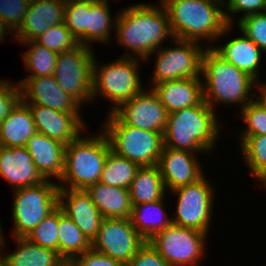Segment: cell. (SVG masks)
Returning a JSON list of instances; mask_svg holds the SVG:
<instances>
[{
    "instance_id": "cell-1",
    "label": "cell",
    "mask_w": 266,
    "mask_h": 266,
    "mask_svg": "<svg viewBox=\"0 0 266 266\" xmlns=\"http://www.w3.org/2000/svg\"><path fill=\"white\" fill-rule=\"evenodd\" d=\"M157 3L141 2L118 11L114 34L117 44L126 50L122 57L145 60L174 39L166 9L159 0Z\"/></svg>"
},
{
    "instance_id": "cell-2",
    "label": "cell",
    "mask_w": 266,
    "mask_h": 266,
    "mask_svg": "<svg viewBox=\"0 0 266 266\" xmlns=\"http://www.w3.org/2000/svg\"><path fill=\"white\" fill-rule=\"evenodd\" d=\"M165 7L175 39L211 42L231 34L222 0H159Z\"/></svg>"
},
{
    "instance_id": "cell-3",
    "label": "cell",
    "mask_w": 266,
    "mask_h": 266,
    "mask_svg": "<svg viewBox=\"0 0 266 266\" xmlns=\"http://www.w3.org/2000/svg\"><path fill=\"white\" fill-rule=\"evenodd\" d=\"M201 78L205 103L214 111L216 105L239 106V111L255 99L256 80L226 61L212 47L204 50Z\"/></svg>"
},
{
    "instance_id": "cell-4",
    "label": "cell",
    "mask_w": 266,
    "mask_h": 266,
    "mask_svg": "<svg viewBox=\"0 0 266 266\" xmlns=\"http://www.w3.org/2000/svg\"><path fill=\"white\" fill-rule=\"evenodd\" d=\"M216 115L204 100L199 105L168 114L164 147L211 155L223 131Z\"/></svg>"
},
{
    "instance_id": "cell-5",
    "label": "cell",
    "mask_w": 266,
    "mask_h": 266,
    "mask_svg": "<svg viewBox=\"0 0 266 266\" xmlns=\"http://www.w3.org/2000/svg\"><path fill=\"white\" fill-rule=\"evenodd\" d=\"M98 133L86 136L82 133L66 146L59 189L86 190L100 181L111 146L101 129Z\"/></svg>"
},
{
    "instance_id": "cell-6",
    "label": "cell",
    "mask_w": 266,
    "mask_h": 266,
    "mask_svg": "<svg viewBox=\"0 0 266 266\" xmlns=\"http://www.w3.org/2000/svg\"><path fill=\"white\" fill-rule=\"evenodd\" d=\"M96 59L93 62L92 102L100 97L111 103L108 113L145 89L140 77V64L144 60L119 56L103 65Z\"/></svg>"
},
{
    "instance_id": "cell-7",
    "label": "cell",
    "mask_w": 266,
    "mask_h": 266,
    "mask_svg": "<svg viewBox=\"0 0 266 266\" xmlns=\"http://www.w3.org/2000/svg\"><path fill=\"white\" fill-rule=\"evenodd\" d=\"M106 115L101 130L106 134L112 151L140 167L157 165L164 147V133L128 126L113 112Z\"/></svg>"
},
{
    "instance_id": "cell-8",
    "label": "cell",
    "mask_w": 266,
    "mask_h": 266,
    "mask_svg": "<svg viewBox=\"0 0 266 266\" xmlns=\"http://www.w3.org/2000/svg\"><path fill=\"white\" fill-rule=\"evenodd\" d=\"M12 191V237H26L59 207V185L54 180Z\"/></svg>"
},
{
    "instance_id": "cell-9",
    "label": "cell",
    "mask_w": 266,
    "mask_h": 266,
    "mask_svg": "<svg viewBox=\"0 0 266 266\" xmlns=\"http://www.w3.org/2000/svg\"><path fill=\"white\" fill-rule=\"evenodd\" d=\"M170 43L174 46L163 45L144 60L149 62L153 55L156 57L149 82L151 87L148 88L152 89L164 81L201 78L202 57L207 47L195 41L175 38Z\"/></svg>"
},
{
    "instance_id": "cell-10",
    "label": "cell",
    "mask_w": 266,
    "mask_h": 266,
    "mask_svg": "<svg viewBox=\"0 0 266 266\" xmlns=\"http://www.w3.org/2000/svg\"><path fill=\"white\" fill-rule=\"evenodd\" d=\"M206 175L196 183L178 187L169 193L176 195L172 224L210 234L216 189ZM211 226V227H210Z\"/></svg>"
},
{
    "instance_id": "cell-11",
    "label": "cell",
    "mask_w": 266,
    "mask_h": 266,
    "mask_svg": "<svg viewBox=\"0 0 266 266\" xmlns=\"http://www.w3.org/2000/svg\"><path fill=\"white\" fill-rule=\"evenodd\" d=\"M96 54L79 44L57 55L54 77L59 87L81 107L92 104L93 62Z\"/></svg>"
},
{
    "instance_id": "cell-12",
    "label": "cell",
    "mask_w": 266,
    "mask_h": 266,
    "mask_svg": "<svg viewBox=\"0 0 266 266\" xmlns=\"http://www.w3.org/2000/svg\"><path fill=\"white\" fill-rule=\"evenodd\" d=\"M208 239L204 232L171 224L148 242L171 266H199Z\"/></svg>"
},
{
    "instance_id": "cell-13",
    "label": "cell",
    "mask_w": 266,
    "mask_h": 266,
    "mask_svg": "<svg viewBox=\"0 0 266 266\" xmlns=\"http://www.w3.org/2000/svg\"><path fill=\"white\" fill-rule=\"evenodd\" d=\"M145 242L130 218H104L91 248L126 266Z\"/></svg>"
},
{
    "instance_id": "cell-14",
    "label": "cell",
    "mask_w": 266,
    "mask_h": 266,
    "mask_svg": "<svg viewBox=\"0 0 266 266\" xmlns=\"http://www.w3.org/2000/svg\"><path fill=\"white\" fill-rule=\"evenodd\" d=\"M113 113L126 125L164 133L168 112L151 88L121 104Z\"/></svg>"
},
{
    "instance_id": "cell-15",
    "label": "cell",
    "mask_w": 266,
    "mask_h": 266,
    "mask_svg": "<svg viewBox=\"0 0 266 266\" xmlns=\"http://www.w3.org/2000/svg\"><path fill=\"white\" fill-rule=\"evenodd\" d=\"M200 154L163 147L157 166L168 193L178 187L196 183L205 175Z\"/></svg>"
},
{
    "instance_id": "cell-16",
    "label": "cell",
    "mask_w": 266,
    "mask_h": 266,
    "mask_svg": "<svg viewBox=\"0 0 266 266\" xmlns=\"http://www.w3.org/2000/svg\"><path fill=\"white\" fill-rule=\"evenodd\" d=\"M37 133L68 145L88 130L82 113L54 110L42 105H28Z\"/></svg>"
},
{
    "instance_id": "cell-17",
    "label": "cell",
    "mask_w": 266,
    "mask_h": 266,
    "mask_svg": "<svg viewBox=\"0 0 266 266\" xmlns=\"http://www.w3.org/2000/svg\"><path fill=\"white\" fill-rule=\"evenodd\" d=\"M22 101L27 105H42L61 112L81 113L82 107L58 85L54 76L26 77L17 81Z\"/></svg>"
},
{
    "instance_id": "cell-18",
    "label": "cell",
    "mask_w": 266,
    "mask_h": 266,
    "mask_svg": "<svg viewBox=\"0 0 266 266\" xmlns=\"http://www.w3.org/2000/svg\"><path fill=\"white\" fill-rule=\"evenodd\" d=\"M66 0H30L23 23L13 36L20 41H32L53 25L65 22Z\"/></svg>"
},
{
    "instance_id": "cell-19",
    "label": "cell",
    "mask_w": 266,
    "mask_h": 266,
    "mask_svg": "<svg viewBox=\"0 0 266 266\" xmlns=\"http://www.w3.org/2000/svg\"><path fill=\"white\" fill-rule=\"evenodd\" d=\"M59 207L92 243L104 217L86 190L59 189Z\"/></svg>"
},
{
    "instance_id": "cell-20",
    "label": "cell",
    "mask_w": 266,
    "mask_h": 266,
    "mask_svg": "<svg viewBox=\"0 0 266 266\" xmlns=\"http://www.w3.org/2000/svg\"><path fill=\"white\" fill-rule=\"evenodd\" d=\"M0 176L12 186V190L38 185L46 180L36 169L25 146H0Z\"/></svg>"
},
{
    "instance_id": "cell-21",
    "label": "cell",
    "mask_w": 266,
    "mask_h": 266,
    "mask_svg": "<svg viewBox=\"0 0 266 266\" xmlns=\"http://www.w3.org/2000/svg\"><path fill=\"white\" fill-rule=\"evenodd\" d=\"M26 149L32 157L36 169L45 179L59 181L64 172L66 145L36 133L28 139ZM54 177V178H53Z\"/></svg>"
},
{
    "instance_id": "cell-22",
    "label": "cell",
    "mask_w": 266,
    "mask_h": 266,
    "mask_svg": "<svg viewBox=\"0 0 266 266\" xmlns=\"http://www.w3.org/2000/svg\"><path fill=\"white\" fill-rule=\"evenodd\" d=\"M152 89L168 114L199 105L204 100L202 78L164 81Z\"/></svg>"
},
{
    "instance_id": "cell-23",
    "label": "cell",
    "mask_w": 266,
    "mask_h": 266,
    "mask_svg": "<svg viewBox=\"0 0 266 266\" xmlns=\"http://www.w3.org/2000/svg\"><path fill=\"white\" fill-rule=\"evenodd\" d=\"M241 36L232 38L225 42L224 45H205L212 47L226 61L234 64L240 70L246 72L253 79L261 78L259 67L262 61L263 51L255 45L242 31Z\"/></svg>"
},
{
    "instance_id": "cell-24",
    "label": "cell",
    "mask_w": 266,
    "mask_h": 266,
    "mask_svg": "<svg viewBox=\"0 0 266 266\" xmlns=\"http://www.w3.org/2000/svg\"><path fill=\"white\" fill-rule=\"evenodd\" d=\"M86 192L104 218H130L132 203L129 189L97 182Z\"/></svg>"
},
{
    "instance_id": "cell-25",
    "label": "cell",
    "mask_w": 266,
    "mask_h": 266,
    "mask_svg": "<svg viewBox=\"0 0 266 266\" xmlns=\"http://www.w3.org/2000/svg\"><path fill=\"white\" fill-rule=\"evenodd\" d=\"M37 133L29 106L21 101L0 124V146L23 147Z\"/></svg>"
},
{
    "instance_id": "cell-26",
    "label": "cell",
    "mask_w": 266,
    "mask_h": 266,
    "mask_svg": "<svg viewBox=\"0 0 266 266\" xmlns=\"http://www.w3.org/2000/svg\"><path fill=\"white\" fill-rule=\"evenodd\" d=\"M166 197L168 194L163 199L152 203L132 205L130 217L132 225L146 241L172 224V217L165 208Z\"/></svg>"
},
{
    "instance_id": "cell-27",
    "label": "cell",
    "mask_w": 266,
    "mask_h": 266,
    "mask_svg": "<svg viewBox=\"0 0 266 266\" xmlns=\"http://www.w3.org/2000/svg\"><path fill=\"white\" fill-rule=\"evenodd\" d=\"M16 250L3 255L4 266H55L62 257L58 252L32 243L26 237H13Z\"/></svg>"
},
{
    "instance_id": "cell-28",
    "label": "cell",
    "mask_w": 266,
    "mask_h": 266,
    "mask_svg": "<svg viewBox=\"0 0 266 266\" xmlns=\"http://www.w3.org/2000/svg\"><path fill=\"white\" fill-rule=\"evenodd\" d=\"M129 193L132 205L163 199L168 192L158 166L140 167L129 187Z\"/></svg>"
},
{
    "instance_id": "cell-29",
    "label": "cell",
    "mask_w": 266,
    "mask_h": 266,
    "mask_svg": "<svg viewBox=\"0 0 266 266\" xmlns=\"http://www.w3.org/2000/svg\"><path fill=\"white\" fill-rule=\"evenodd\" d=\"M110 0H89L88 13V47L100 42L101 44H111V35L115 31L118 13L112 17ZM113 18V19H112Z\"/></svg>"
},
{
    "instance_id": "cell-30",
    "label": "cell",
    "mask_w": 266,
    "mask_h": 266,
    "mask_svg": "<svg viewBox=\"0 0 266 266\" xmlns=\"http://www.w3.org/2000/svg\"><path fill=\"white\" fill-rule=\"evenodd\" d=\"M59 255L73 259L91 249V242L59 207Z\"/></svg>"
},
{
    "instance_id": "cell-31",
    "label": "cell",
    "mask_w": 266,
    "mask_h": 266,
    "mask_svg": "<svg viewBox=\"0 0 266 266\" xmlns=\"http://www.w3.org/2000/svg\"><path fill=\"white\" fill-rule=\"evenodd\" d=\"M22 47L27 48L22 52L24 60L25 71L29 72L25 77H47L53 76L57 53L47 49L45 46L37 43L35 40L32 41H20Z\"/></svg>"
},
{
    "instance_id": "cell-32",
    "label": "cell",
    "mask_w": 266,
    "mask_h": 266,
    "mask_svg": "<svg viewBox=\"0 0 266 266\" xmlns=\"http://www.w3.org/2000/svg\"><path fill=\"white\" fill-rule=\"evenodd\" d=\"M140 166L110 150L101 174L100 182L129 189Z\"/></svg>"
},
{
    "instance_id": "cell-33",
    "label": "cell",
    "mask_w": 266,
    "mask_h": 266,
    "mask_svg": "<svg viewBox=\"0 0 266 266\" xmlns=\"http://www.w3.org/2000/svg\"><path fill=\"white\" fill-rule=\"evenodd\" d=\"M240 145L243 159L257 184L266 179V135L248 136Z\"/></svg>"
},
{
    "instance_id": "cell-34",
    "label": "cell",
    "mask_w": 266,
    "mask_h": 266,
    "mask_svg": "<svg viewBox=\"0 0 266 266\" xmlns=\"http://www.w3.org/2000/svg\"><path fill=\"white\" fill-rule=\"evenodd\" d=\"M89 0H66L65 24L78 40L88 47Z\"/></svg>"
},
{
    "instance_id": "cell-35",
    "label": "cell",
    "mask_w": 266,
    "mask_h": 266,
    "mask_svg": "<svg viewBox=\"0 0 266 266\" xmlns=\"http://www.w3.org/2000/svg\"><path fill=\"white\" fill-rule=\"evenodd\" d=\"M244 128L238 131V140L241 144L248 136L266 135V107L254 99L240 110Z\"/></svg>"
},
{
    "instance_id": "cell-36",
    "label": "cell",
    "mask_w": 266,
    "mask_h": 266,
    "mask_svg": "<svg viewBox=\"0 0 266 266\" xmlns=\"http://www.w3.org/2000/svg\"><path fill=\"white\" fill-rule=\"evenodd\" d=\"M58 227L59 207L45 217L26 238L34 244L59 253Z\"/></svg>"
},
{
    "instance_id": "cell-37",
    "label": "cell",
    "mask_w": 266,
    "mask_h": 266,
    "mask_svg": "<svg viewBox=\"0 0 266 266\" xmlns=\"http://www.w3.org/2000/svg\"><path fill=\"white\" fill-rule=\"evenodd\" d=\"M35 41L57 54L74 49L79 45L78 40L66 27L65 22L51 26Z\"/></svg>"
},
{
    "instance_id": "cell-38",
    "label": "cell",
    "mask_w": 266,
    "mask_h": 266,
    "mask_svg": "<svg viewBox=\"0 0 266 266\" xmlns=\"http://www.w3.org/2000/svg\"><path fill=\"white\" fill-rule=\"evenodd\" d=\"M236 26L266 53V12L245 16L237 22Z\"/></svg>"
},
{
    "instance_id": "cell-39",
    "label": "cell",
    "mask_w": 266,
    "mask_h": 266,
    "mask_svg": "<svg viewBox=\"0 0 266 266\" xmlns=\"http://www.w3.org/2000/svg\"><path fill=\"white\" fill-rule=\"evenodd\" d=\"M30 0H0V18L12 35L19 29Z\"/></svg>"
},
{
    "instance_id": "cell-40",
    "label": "cell",
    "mask_w": 266,
    "mask_h": 266,
    "mask_svg": "<svg viewBox=\"0 0 266 266\" xmlns=\"http://www.w3.org/2000/svg\"><path fill=\"white\" fill-rule=\"evenodd\" d=\"M226 20L229 25L237 23L241 18L266 12V0H222ZM241 14L235 22V16ZM235 22V23H234Z\"/></svg>"
},
{
    "instance_id": "cell-41",
    "label": "cell",
    "mask_w": 266,
    "mask_h": 266,
    "mask_svg": "<svg viewBox=\"0 0 266 266\" xmlns=\"http://www.w3.org/2000/svg\"><path fill=\"white\" fill-rule=\"evenodd\" d=\"M0 79V124L22 101V92L18 82Z\"/></svg>"
},
{
    "instance_id": "cell-42",
    "label": "cell",
    "mask_w": 266,
    "mask_h": 266,
    "mask_svg": "<svg viewBox=\"0 0 266 266\" xmlns=\"http://www.w3.org/2000/svg\"><path fill=\"white\" fill-rule=\"evenodd\" d=\"M126 266H171L153 247L146 241Z\"/></svg>"
},
{
    "instance_id": "cell-43",
    "label": "cell",
    "mask_w": 266,
    "mask_h": 266,
    "mask_svg": "<svg viewBox=\"0 0 266 266\" xmlns=\"http://www.w3.org/2000/svg\"><path fill=\"white\" fill-rule=\"evenodd\" d=\"M78 266H124L108 255L99 253L92 248L73 258Z\"/></svg>"
},
{
    "instance_id": "cell-44",
    "label": "cell",
    "mask_w": 266,
    "mask_h": 266,
    "mask_svg": "<svg viewBox=\"0 0 266 266\" xmlns=\"http://www.w3.org/2000/svg\"><path fill=\"white\" fill-rule=\"evenodd\" d=\"M255 99L266 107V81L258 79L256 80ZM259 93V94H258Z\"/></svg>"
},
{
    "instance_id": "cell-45",
    "label": "cell",
    "mask_w": 266,
    "mask_h": 266,
    "mask_svg": "<svg viewBox=\"0 0 266 266\" xmlns=\"http://www.w3.org/2000/svg\"><path fill=\"white\" fill-rule=\"evenodd\" d=\"M5 235H1L0 236V266H4V257H3V251H2V249L4 248V250H5V248H7L6 246V240L7 239H5Z\"/></svg>"
},
{
    "instance_id": "cell-46",
    "label": "cell",
    "mask_w": 266,
    "mask_h": 266,
    "mask_svg": "<svg viewBox=\"0 0 266 266\" xmlns=\"http://www.w3.org/2000/svg\"><path fill=\"white\" fill-rule=\"evenodd\" d=\"M11 35L12 33L6 28V26L3 24L1 18H0V42L3 43L6 40V35Z\"/></svg>"
},
{
    "instance_id": "cell-47",
    "label": "cell",
    "mask_w": 266,
    "mask_h": 266,
    "mask_svg": "<svg viewBox=\"0 0 266 266\" xmlns=\"http://www.w3.org/2000/svg\"><path fill=\"white\" fill-rule=\"evenodd\" d=\"M55 266H78L74 259L62 258Z\"/></svg>"
},
{
    "instance_id": "cell-48",
    "label": "cell",
    "mask_w": 266,
    "mask_h": 266,
    "mask_svg": "<svg viewBox=\"0 0 266 266\" xmlns=\"http://www.w3.org/2000/svg\"><path fill=\"white\" fill-rule=\"evenodd\" d=\"M0 222H1V221H0ZM2 226H3V225H1V223H0V236H1V235H4V233H3L4 230H3Z\"/></svg>"
},
{
    "instance_id": "cell-49",
    "label": "cell",
    "mask_w": 266,
    "mask_h": 266,
    "mask_svg": "<svg viewBox=\"0 0 266 266\" xmlns=\"http://www.w3.org/2000/svg\"><path fill=\"white\" fill-rule=\"evenodd\" d=\"M261 184H262L261 186L266 187V179Z\"/></svg>"
}]
</instances>
